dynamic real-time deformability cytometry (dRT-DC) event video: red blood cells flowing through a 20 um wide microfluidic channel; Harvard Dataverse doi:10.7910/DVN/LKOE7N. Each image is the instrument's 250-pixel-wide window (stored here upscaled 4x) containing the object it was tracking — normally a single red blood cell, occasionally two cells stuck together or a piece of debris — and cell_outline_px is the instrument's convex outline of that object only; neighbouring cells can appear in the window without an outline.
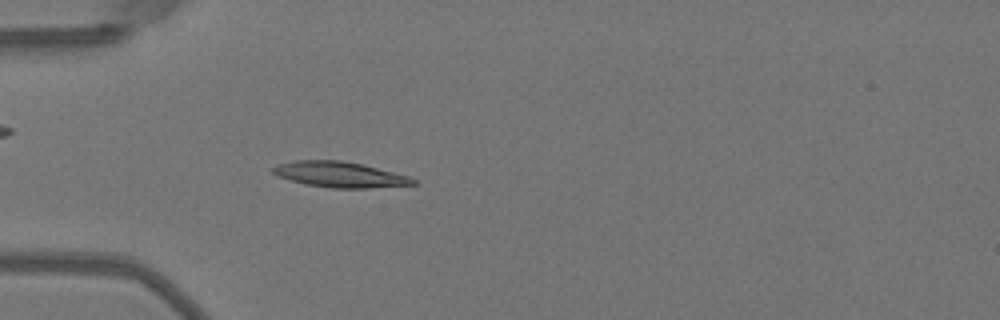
{"species": "Egyptian fruit bat (a non-hibernating species)", "species_latin": "Rousettus aegyptiacus", "temperature_condition": "warm", "stored_images_in_passage": 51, "camera_frame_rate_fps": 3000, "um_per_image_px": 0.085, "animal": {"sex": "female"}, "frame": {"image": 1, "passage_image": 16, "time_ms": 5.0, "image_size_px": [1000, 320], "cell_outline_px": [[420, 184], [368, 188], [332, 188], [304, 184], [280, 176], [272, 172], [272, 168], [276, 164], [296, 160], [340, 160], [360, 164], [408, 176], [416, 180]], "centroid_in_image_um": [28.88, 14.84], "position_along_channel_um": 56.1, "area_um2": 20.69}}
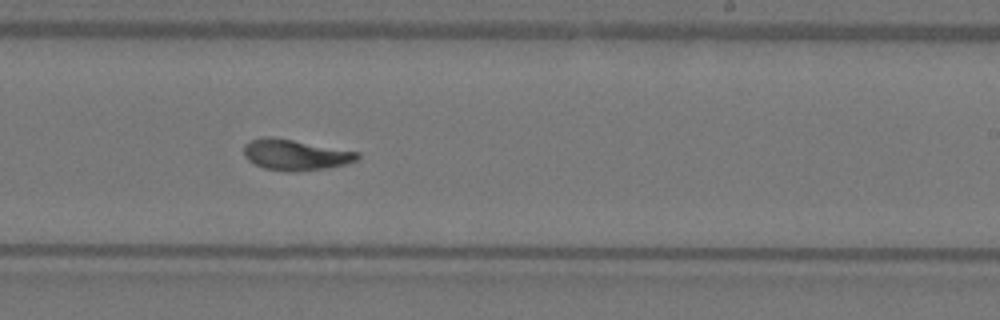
{"frame": {"image": 2, "passage_image": 32, "time_ms": 10.333, "image_size_px": [1000, 320], "cell_outline_px": [[360, 156], [356, 160], [344, 164], [328, 168], [296, 172], [288, 172], [264, 168], [248, 160], [244, 156], [244, 144], [252, 140], [264, 136], [292, 140], [360, 152]], "centroid_in_image_um": [25.1, 13.17], "position_along_channel_um": 263.9, "area_um2": 20.23}}
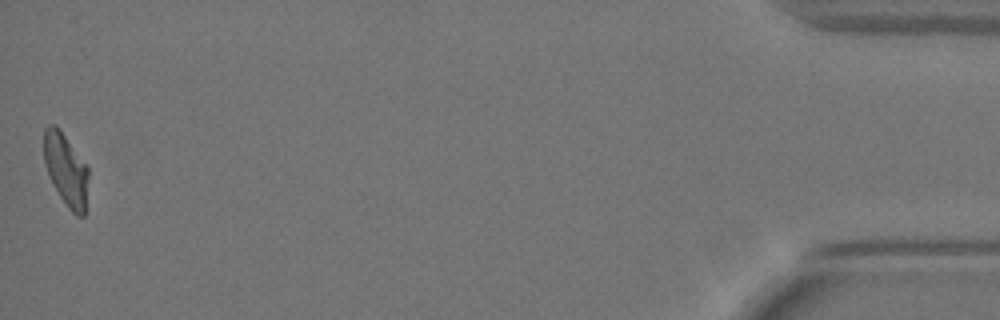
{"frame": {"image": 3, "passage_image": 51, "time_ms": 16.667, "image_size_px": [1000, 320], "cell_outline_px": [[88, 176], [84, 216], [76, 216], [68, 208], [52, 184], [44, 164], [44, 128], [48, 124], [56, 124], [60, 128], [88, 164]], "centroid_in_image_um": [5.6, 14.37], "position_along_channel_um": 429.6, "area_um2": 19.13}, "authors_computed_cell_mechanics": {"area_um2": 20.1722, "velocity_mm_per_s": 4.0451, "shape_relaxation_time_tau1_ms": 5.8289, "shape_relaxation_time_tau2_ms": 2.0905, "deformation_change_tau1": 0.2241, "deformation_change_tau2": 0.0859}}